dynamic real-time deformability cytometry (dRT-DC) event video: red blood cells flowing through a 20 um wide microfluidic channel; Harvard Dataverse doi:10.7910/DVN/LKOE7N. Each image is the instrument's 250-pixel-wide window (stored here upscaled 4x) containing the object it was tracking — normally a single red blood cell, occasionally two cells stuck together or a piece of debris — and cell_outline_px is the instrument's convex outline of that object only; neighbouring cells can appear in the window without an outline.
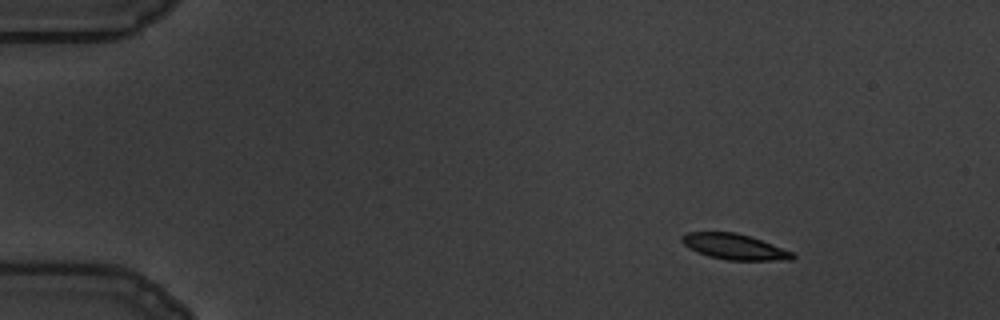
{"species": "common noctule bat (a hibernating species)", "species_latin": "Nyctalus noctula", "temperature_condition": "warm", "stored_images_in_passage": 30, "camera_frame_rate_fps": 3000, "um_per_image_px": 0.085, "animal": {"sex": "male", "body_mass_g": 19.5, "forearm_length_mm": 54.6}, "frame": {"image": 1, "passage_image": 1, "time_ms": 0.0, "image_size_px": [1000, 320], "cell_outline_px": [[796, 256], [792, 260], [728, 260], [708, 256], [688, 248], [680, 240], [680, 236], [688, 232], [736, 232], [760, 240], [792, 252]], "centroid_in_image_um": [62.38, 20.97], "position_along_channel_um": 22.6, "area_um2": 16.36}}
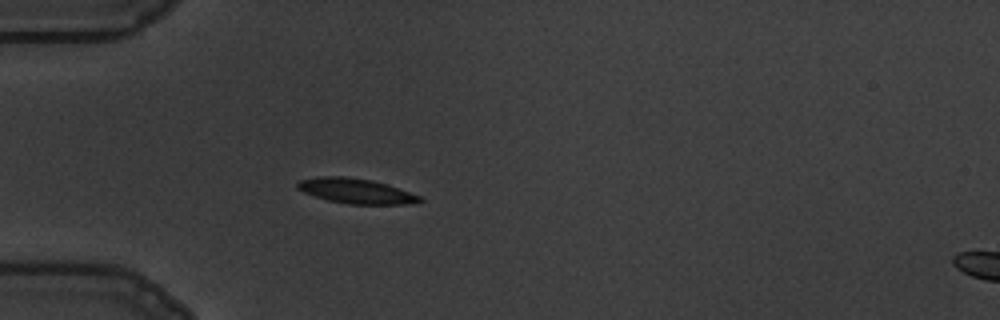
{"frame": {"image": 2, "passage_image": 11, "time_ms": 3.333, "image_size_px": [1000, 320], "cell_outline_px": [[424, 200], [420, 204], [348, 204], [328, 200], [304, 192], [296, 188], [296, 184], [300, 180], [316, 176], [344, 176], [372, 180], [420, 196]], "centroid_in_image_um": [30.25, 16.24], "position_along_channel_um": 54.7, "area_um2": 17.74}}
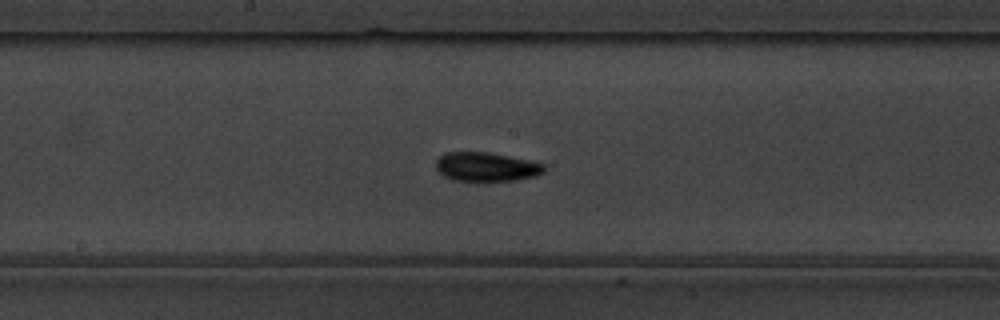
{"frame": {"image": 3, "passage_image": 25, "time_ms": 8.0, "image_size_px": [1000, 320], "cell_outline_px": [[544, 172], [536, 176], [516, 180], [452, 180], [444, 176], [436, 168], [436, 160], [444, 152], [488, 152], [528, 160], [544, 164]], "centroid_in_image_um": [41.32, 14.17], "position_along_channel_um": 206.9, "area_um2": 18.09}}